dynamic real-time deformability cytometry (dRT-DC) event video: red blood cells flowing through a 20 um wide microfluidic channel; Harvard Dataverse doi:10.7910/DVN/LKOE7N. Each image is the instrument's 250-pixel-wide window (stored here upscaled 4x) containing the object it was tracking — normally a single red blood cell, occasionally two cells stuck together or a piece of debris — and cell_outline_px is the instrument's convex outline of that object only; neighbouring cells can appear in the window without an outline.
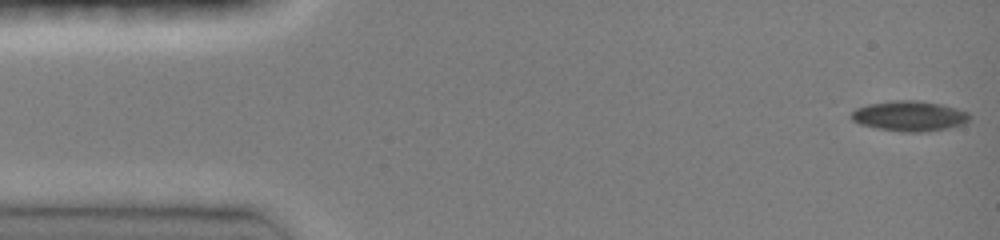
{"species": "common noctule bat (a hibernating species)", "species_latin": "Nyctalus noctula", "temperature_condition": "room temperature", "stored_images_in_passage": 48, "camera_frame_rate_fps": 3000, "um_per_image_px": 0.085, "animal": {"sex": "female", "body_mass_g": 19.0, "forearm_length_mm": 51.5}, "frame": {"image": 1, "passage_image": 1, "time_ms": 0.0, "image_size_px": [1000, 240], "cell_outline_px": [[968, 120], [964, 124], [948, 128], [920, 132], [904, 132], [876, 128], [860, 124], [852, 120], [852, 112], [856, 108], [868, 104], [892, 100], [916, 100], [940, 104], [956, 108], [968, 112]], "centroid_in_image_um": [77.28, 9.86], "position_along_channel_um": 7.7, "area_um2": 20.69}}
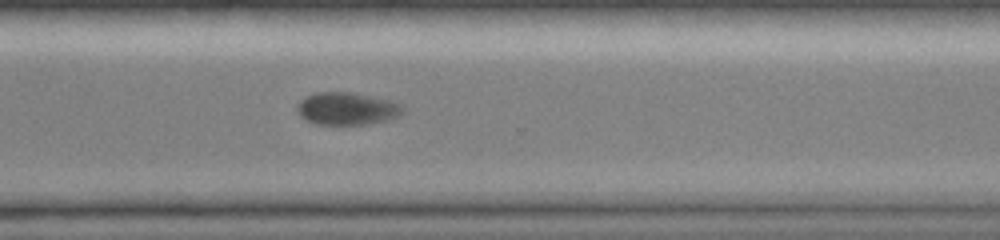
{"frame": {"image": 2, "passage_image": 35, "time_ms": 11.333, "image_size_px": [1000, 240], "cell_outline_px": [[404, 108], [400, 116], [388, 120], [368, 124], [316, 124], [300, 116], [296, 108], [296, 104], [304, 96], [316, 92], [352, 92], [388, 100], [404, 104]], "centroid_in_image_um": [29.49, 9.22], "position_along_channel_um": 341.1, "area_um2": 20.17}}
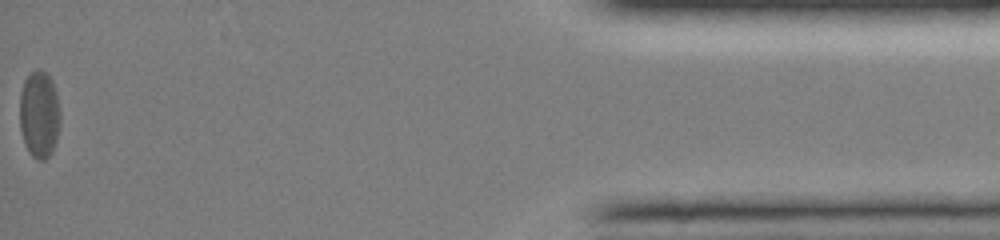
{"frame": {"image": 3, "passage_image": 48, "time_ms": 15.667, "image_size_px": [1000, 240], "cell_outline_px": [[60, 116], [56, 140], [52, 152], [44, 160], [36, 160], [28, 152], [24, 144], [20, 128], [20, 92], [24, 80], [28, 72], [36, 68], [40, 68], [48, 72], [52, 80], [56, 92], [60, 112]], "centroid_in_image_um": [3.32, 9.67], "position_along_channel_um": 431.9, "area_um2": 21.04}, "authors_computed_cell_mechanics": {"area_um2": 20.4901, "velocity_mm_per_s": 3.9644, "shape_relaxation_time_tau1_ms": 4.1564, "shape_relaxation_time_tau2_ms": 3.8613, "deformation_change_tau1": 0.095, "deformation_change_tau2": 0.0539}}